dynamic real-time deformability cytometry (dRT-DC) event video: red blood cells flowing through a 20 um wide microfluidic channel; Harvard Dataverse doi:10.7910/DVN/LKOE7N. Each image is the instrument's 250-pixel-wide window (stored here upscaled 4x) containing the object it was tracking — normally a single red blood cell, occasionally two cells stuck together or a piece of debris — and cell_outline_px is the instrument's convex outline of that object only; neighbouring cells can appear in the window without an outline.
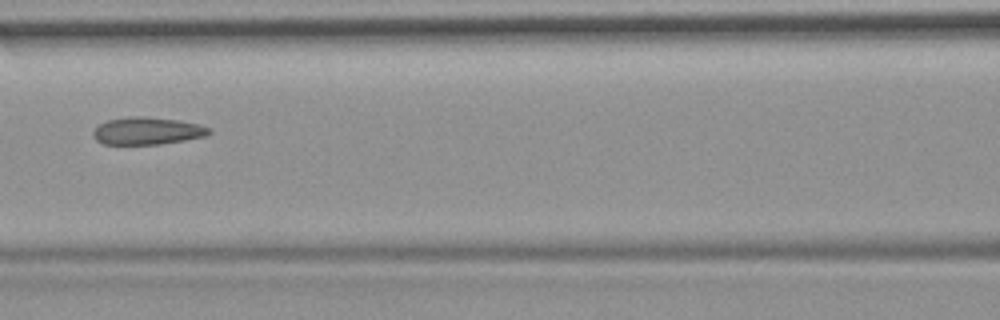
{"species": "common noctule bat (a hibernating species)", "species_latin": "Nyctalus noctula", "temperature_condition": "room temperature", "stored_images_in_passage": 6, "camera_frame_rate_fps": 3000, "um_per_image_px": 0.085, "animal": {"sex": "female", "body_mass_g": 19.9}, "frame": {"image": 1, "passage_image": 6, "time_ms": 1.667, "image_size_px": [1000, 320], "cell_outline_px": [[212, 132], [204, 136], [184, 140], [160, 144], [104, 144], [96, 140], [92, 136], [92, 132], [100, 124], [108, 120], [128, 116], [148, 116], [180, 120], [200, 124], [208, 128]], "centroid_in_image_um": [12.5, 11.11], "position_along_channel_um": 154.1, "area_um2": 18.55}}